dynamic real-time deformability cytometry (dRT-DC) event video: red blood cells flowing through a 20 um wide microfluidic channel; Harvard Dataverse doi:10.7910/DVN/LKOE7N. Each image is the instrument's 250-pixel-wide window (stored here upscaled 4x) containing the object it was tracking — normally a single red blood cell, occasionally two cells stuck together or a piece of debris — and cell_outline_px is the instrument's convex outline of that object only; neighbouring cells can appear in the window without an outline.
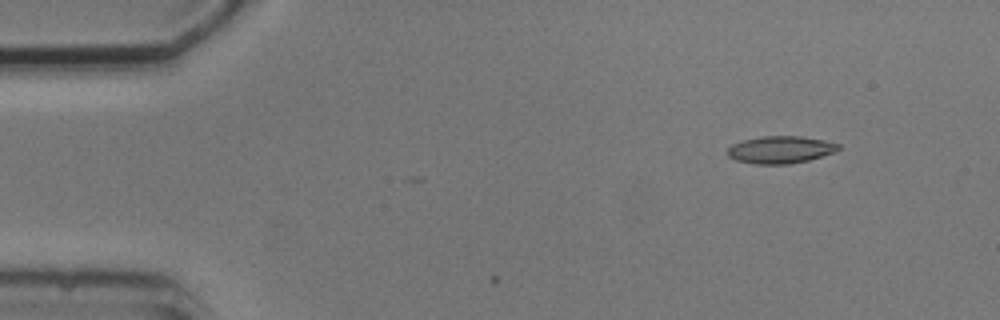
{"species": "common noctule bat (a hibernating species)", "species_latin": "Nyctalus noctula", "temperature_condition": "cold", "stored_images_in_passage": 3, "camera_frame_rate_fps": 3000, "um_per_image_px": 0.085, "animal": {"sex": "male", "body_mass_g": 20.5, "forearm_length_mm": 52.5}, "frame": {"image": 1, "passage_image": 1, "time_ms": 0.0, "image_size_px": [1000, 320], "cell_outline_px": [[840, 148], [832, 152], [808, 160], [788, 164], [756, 164], [736, 160], [728, 156], [728, 148], [732, 144], [744, 140], [764, 136], [800, 136], [824, 140], [840, 144]], "centroid_in_image_um": [66.32, 12.72], "position_along_channel_um": 18.7, "area_um2": 17.4}}
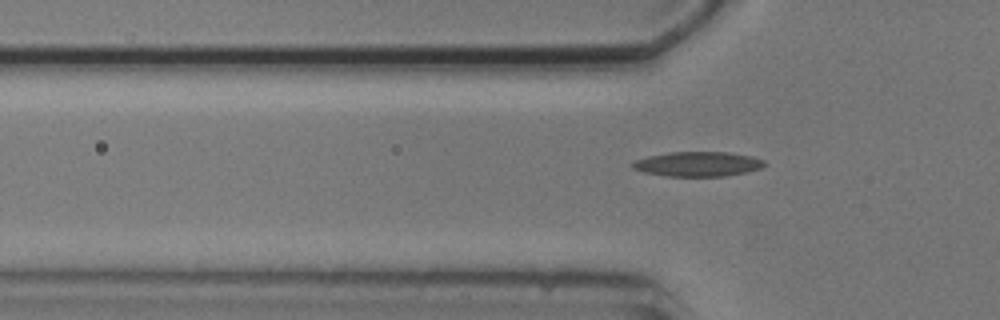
{"frame": {"image": 2, "passage_image": 3, "time_ms": 3.667, "image_size_px": [1000, 320], "cell_outline_px": [[768, 164], [760, 168], [748, 172], [724, 176], [668, 176], [644, 172], [632, 168], [628, 164], [636, 160], [648, 156], [668, 152], [728, 152], [752, 156], [764, 160]], "centroid_in_image_um": [59.32, 13.94], "position_along_channel_um": 66.5, "area_um2": 19.13}}